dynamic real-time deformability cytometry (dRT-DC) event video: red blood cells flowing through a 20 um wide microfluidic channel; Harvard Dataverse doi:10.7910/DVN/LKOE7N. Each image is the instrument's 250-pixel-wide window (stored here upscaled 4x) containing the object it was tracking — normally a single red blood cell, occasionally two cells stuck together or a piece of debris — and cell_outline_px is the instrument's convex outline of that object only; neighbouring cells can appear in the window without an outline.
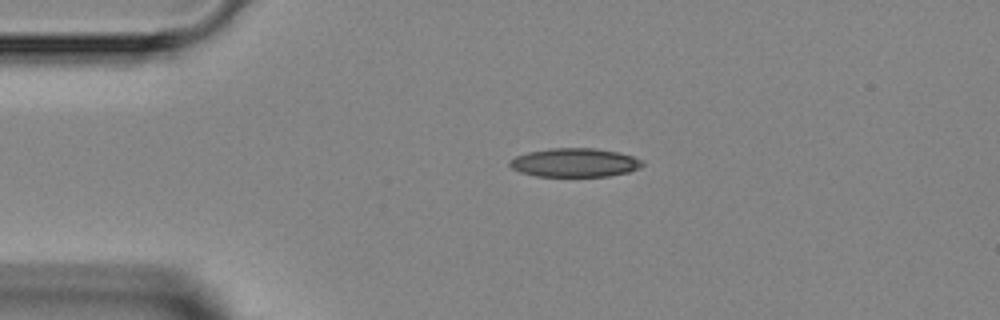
{"species": "Egyptian fruit bat (a non-hibernating species)", "species_latin": "Rousettus aegyptiacus", "temperature_condition": "room temperature", "stored_images_in_passage": 3, "segment_of_instrument_passage": [1, 2], "camera_frame_rate_fps": 3000, "um_per_image_px": 0.085, "animal": {"sex": "female"}, "frame": {"image": 1, "passage_image": 1, "time_ms": 0.0, "image_size_px": [1000, 320], "cell_outline_px": [[644, 164], [640, 168], [628, 172], [608, 176], [536, 176], [520, 172], [512, 168], [508, 164], [508, 160], [516, 156], [528, 152], [552, 148], [596, 148], [616, 152], [632, 156], [640, 160]], "centroid_in_image_um": [48.82, 13.82], "position_along_channel_um": 36.2, "area_um2": 22.14}}